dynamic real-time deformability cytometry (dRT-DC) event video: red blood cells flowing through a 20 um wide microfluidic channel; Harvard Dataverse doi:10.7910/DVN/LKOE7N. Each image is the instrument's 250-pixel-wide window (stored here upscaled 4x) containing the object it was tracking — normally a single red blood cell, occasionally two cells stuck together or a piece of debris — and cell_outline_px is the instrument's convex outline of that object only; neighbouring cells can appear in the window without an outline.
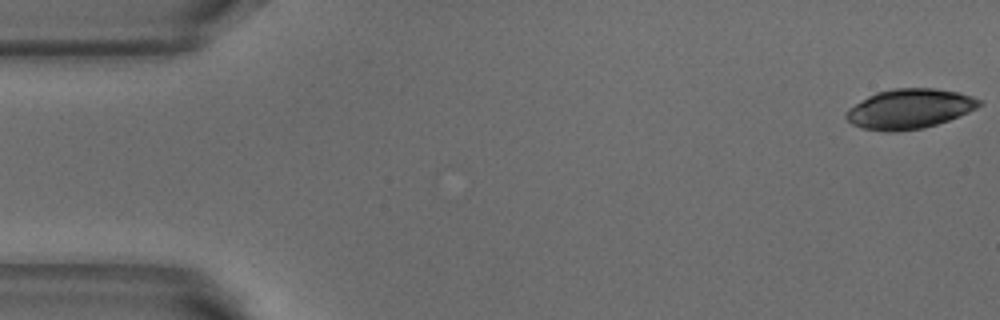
{"species": "common noctule bat (a hibernating species)", "species_latin": "Nyctalus noctula", "temperature_condition": "warm", "stored_images_in_passage": 52, "camera_frame_rate_fps": 3000, "um_per_image_px": 0.085, "animal": {"sex": "male", "body_mass_g": 18.8}, "frame": {"image": 1, "passage_image": 1, "time_ms": 0.0, "image_size_px": [1000, 320], "cell_outline_px": [[984, 104], [968, 112], [948, 120], [924, 128], [896, 132], [884, 132], [864, 128], [852, 124], [844, 116], [844, 112], [848, 108], [868, 96], [876, 92], [892, 88], [936, 88], [960, 92], [984, 100]], "centroid_in_image_um": [77.32, 9.24], "position_along_channel_um": 7.7, "area_um2": 31.15}}
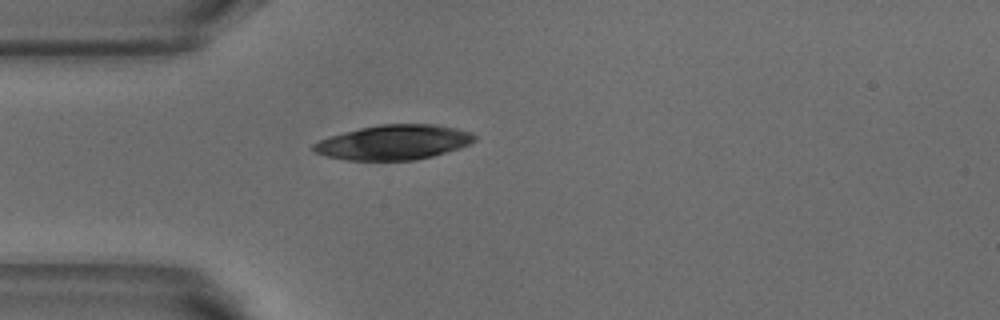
{"frame": {"image": 2, "passage_image": 14, "time_ms": 4.333, "image_size_px": [1000, 320], "cell_outline_px": [[476, 140], [472, 144], [460, 148], [432, 156], [416, 160], [344, 160], [328, 156], [316, 152], [312, 148], [312, 144], [328, 136], [360, 128], [380, 124], [436, 124], [456, 128], [472, 132], [476, 136]], "centroid_in_image_um": [33.5, 12.09], "position_along_channel_um": 51.5, "area_um2": 32.77}}